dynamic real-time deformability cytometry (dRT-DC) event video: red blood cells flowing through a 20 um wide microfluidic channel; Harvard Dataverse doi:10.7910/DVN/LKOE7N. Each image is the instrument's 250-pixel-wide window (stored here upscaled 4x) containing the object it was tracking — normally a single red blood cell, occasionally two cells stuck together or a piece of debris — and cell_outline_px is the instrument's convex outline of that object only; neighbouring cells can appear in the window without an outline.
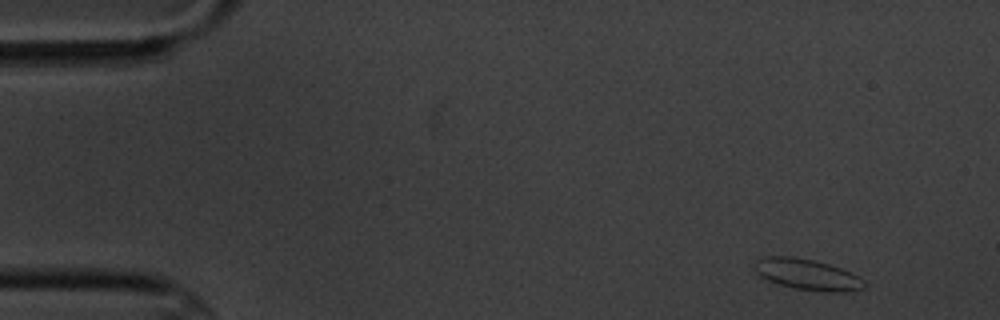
{"species": "common noctule bat (a hibernating species)", "species_latin": "Nyctalus noctula", "temperature_condition": "cold", "stored_images_in_passage": 5, "camera_frame_rate_fps": 3000, "um_per_image_px": 0.085, "animal": {"sex": "male", "body_mass_g": 20.1, "forearm_length_mm": 53.5}, "frame": {"image": 1, "passage_image": 1, "time_ms": 0.0, "image_size_px": [1000, 320], "cell_outline_px": [[864, 288], [852, 292], [828, 292], [796, 288], [780, 284], [768, 280], [760, 276], [752, 268], [752, 264], [756, 260], [764, 256], [792, 256], [812, 260], [828, 264], [840, 268], [864, 280]], "centroid_in_image_um": [68.57, 23.32], "position_along_channel_um": 16.4, "area_um2": 19.71}}
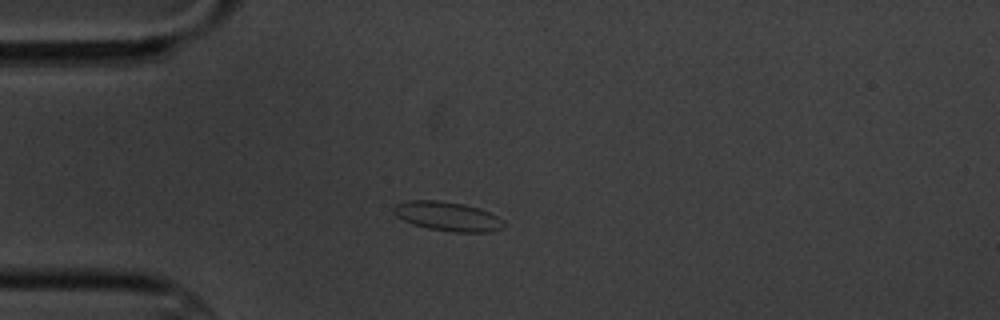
{"frame": {"image": 2, "passage_image": 3, "time_ms": 3.333, "image_size_px": [1000, 320], "cell_outline_px": [[504, 228], [488, 232], [452, 232], [428, 228], [412, 224], [396, 216], [392, 212], [392, 208], [396, 204], [408, 200], [440, 200], [464, 204], [480, 208], [504, 220]], "centroid_in_image_um": [38.03, 18.38], "position_along_channel_um": 47.0, "area_um2": 18.9}}
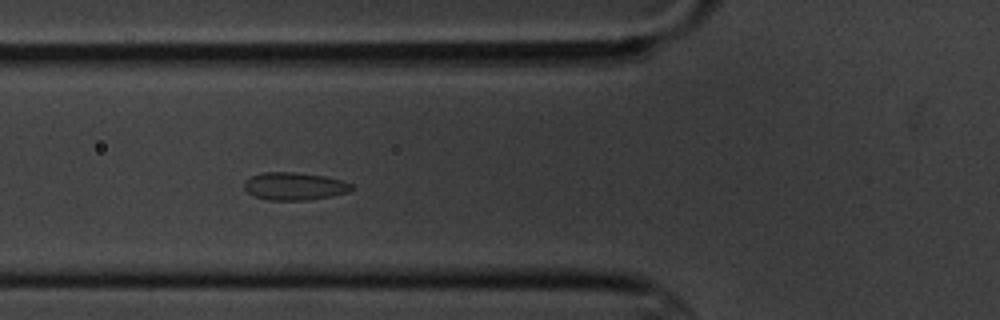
{"frame": {"image": 3, "passage_image": 5, "time_ms": 5.333, "image_size_px": [1000, 320], "cell_outline_px": [[352, 188], [348, 192], [308, 200], [268, 200], [252, 196], [244, 188], [244, 180], [252, 176], [264, 172], [296, 172], [324, 176], [344, 180], [352, 184]], "centroid_in_image_um": [25.0, 15.82], "position_along_channel_um": 100.8, "area_um2": 17.34}}